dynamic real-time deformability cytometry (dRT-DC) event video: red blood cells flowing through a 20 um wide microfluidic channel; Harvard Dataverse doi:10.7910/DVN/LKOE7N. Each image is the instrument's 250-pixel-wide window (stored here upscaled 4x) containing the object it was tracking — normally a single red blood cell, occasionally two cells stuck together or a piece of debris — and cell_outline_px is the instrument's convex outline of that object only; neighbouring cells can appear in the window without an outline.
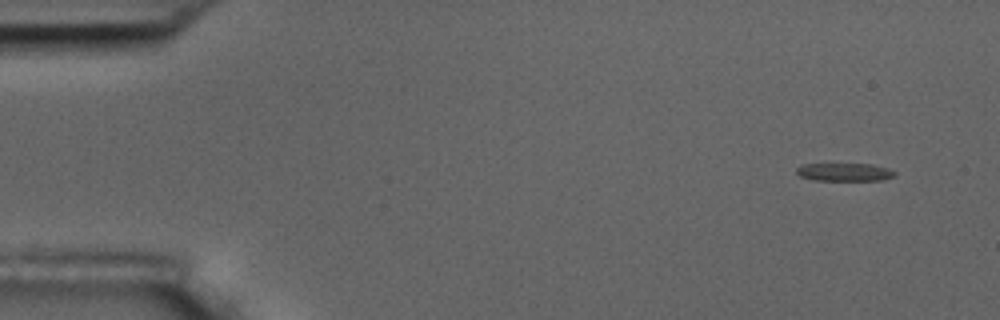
{"species": "common noctule bat (a hibernating species)", "species_latin": "Nyctalus noctula", "temperature_condition": "room temperature", "stored_images_in_passage": 5, "camera_frame_rate_fps": 3000, "um_per_image_px": 0.085, "animal": {"sex": "male", "body_mass_g": 17.5, "forearm_length_mm": 52.3}, "frame": {"image": 1, "passage_image": 1, "time_ms": 0.0, "image_size_px": [1000, 320], "cell_outline_px": [[896, 176], [880, 180], [812, 180], [800, 176], [796, 172], [796, 168], [800, 164], [872, 164], [888, 168], [896, 172]], "centroid_in_image_um": [71.77, 14.62], "position_along_channel_um": 13.2, "area_um2": 10.35}}
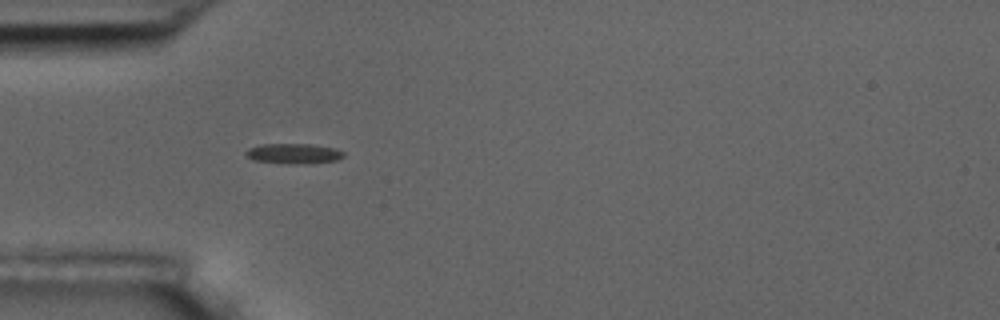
{"frame": {"image": 2, "passage_image": 4, "time_ms": 4.333, "image_size_px": [1000, 320], "cell_outline_px": [[344, 156], [336, 160], [296, 164], [288, 164], [252, 160], [244, 152], [248, 148], [260, 144], [312, 144], [336, 148], [344, 152]], "centroid_in_image_um": [24.93, 13.04], "position_along_channel_um": 60.1, "area_um2": 11.5}}